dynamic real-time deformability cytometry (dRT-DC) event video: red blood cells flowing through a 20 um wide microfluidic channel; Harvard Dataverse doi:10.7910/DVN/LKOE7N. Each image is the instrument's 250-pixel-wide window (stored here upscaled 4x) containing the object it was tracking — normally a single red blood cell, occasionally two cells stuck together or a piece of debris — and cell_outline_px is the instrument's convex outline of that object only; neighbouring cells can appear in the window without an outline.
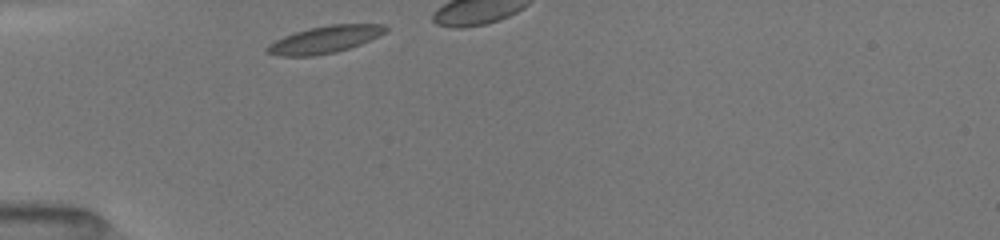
{"species": "common noctule bat (a hibernating species)", "species_latin": "Nyctalus noctula", "temperature_condition": "room temperature", "stored_images_in_passage": 26, "camera_frame_rate_fps": 3000, "um_per_image_px": 0.085, "animal": {"sex": "female", "body_mass_g": 19.5, "forearm_length_mm": 54.1}, "frame": {"image": 1, "passage_image": 1, "time_ms": 0.0, "image_size_px": [1000, 240], "cell_outline_px": [[388, 28], [380, 36], [360, 44], [336, 52], [312, 56], [280, 56], [264, 52], [264, 48], [268, 44], [284, 36], [308, 28], [328, 24], [384, 24]], "centroid_in_image_um": [27.58, 3.36], "position_along_channel_um": 57.4, "area_um2": 18.79}}
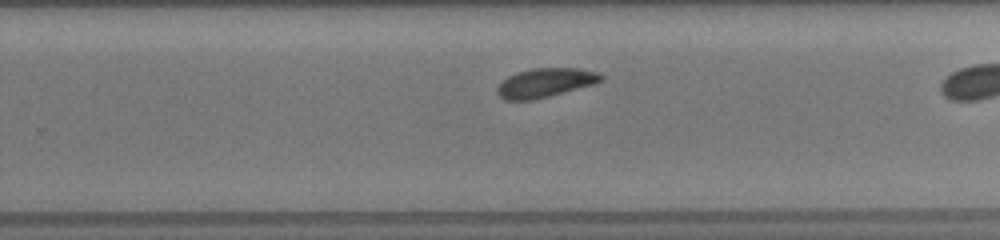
{"frame": {"image": 2, "passage_image": 19, "time_ms": 6.0, "image_size_px": [1000, 240], "cell_outline_px": [[604, 80], [596, 84], [532, 100], [504, 100], [496, 92], [496, 88], [508, 76], [516, 72], [532, 68], [580, 68], [600, 72], [604, 76]], "centroid_in_image_um": [46.4, 7.02], "position_along_channel_um": 283.4, "area_um2": 17.74}}
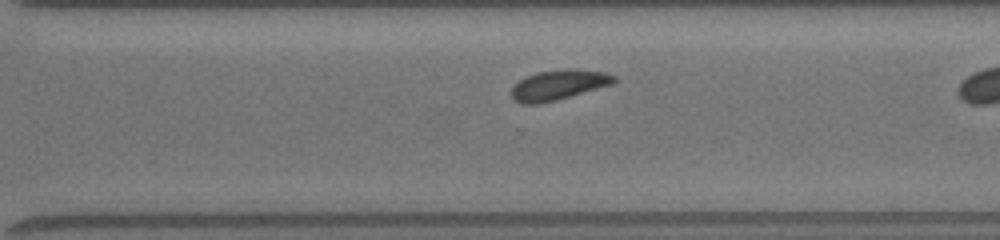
{"frame": {"image": 3, "passage_image": 22, "time_ms": 7.0, "image_size_px": [1000, 240], "cell_outline_px": [[616, 80], [612, 84], [556, 100], [540, 104], [520, 104], [512, 100], [512, 84], [536, 72], [564, 68], [572, 68], [604, 72], [616, 76]], "centroid_in_image_um": [47.44, 7.21], "position_along_channel_um": 323.2, "area_um2": 18.09}}